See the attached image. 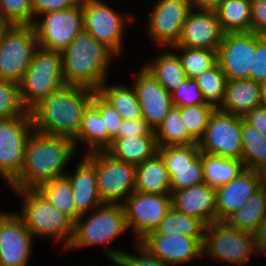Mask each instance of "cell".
<instances>
[{"label":"cell","instance_id":"31","mask_svg":"<svg viewBox=\"0 0 266 266\" xmlns=\"http://www.w3.org/2000/svg\"><path fill=\"white\" fill-rule=\"evenodd\" d=\"M214 11L225 34L251 32V0H221Z\"/></svg>","mask_w":266,"mask_h":266},{"label":"cell","instance_id":"43","mask_svg":"<svg viewBox=\"0 0 266 266\" xmlns=\"http://www.w3.org/2000/svg\"><path fill=\"white\" fill-rule=\"evenodd\" d=\"M171 99L175 107L196 106L205 103L199 85L195 79L189 78L178 89L171 92Z\"/></svg>","mask_w":266,"mask_h":266},{"label":"cell","instance_id":"23","mask_svg":"<svg viewBox=\"0 0 266 266\" xmlns=\"http://www.w3.org/2000/svg\"><path fill=\"white\" fill-rule=\"evenodd\" d=\"M171 205L207 226L216 221V188L202 183L180 189L171 193Z\"/></svg>","mask_w":266,"mask_h":266},{"label":"cell","instance_id":"36","mask_svg":"<svg viewBox=\"0 0 266 266\" xmlns=\"http://www.w3.org/2000/svg\"><path fill=\"white\" fill-rule=\"evenodd\" d=\"M58 211L75 222L80 215L76 212L73 189L66 177L50 180L36 188Z\"/></svg>","mask_w":266,"mask_h":266},{"label":"cell","instance_id":"52","mask_svg":"<svg viewBox=\"0 0 266 266\" xmlns=\"http://www.w3.org/2000/svg\"><path fill=\"white\" fill-rule=\"evenodd\" d=\"M221 0H190L193 9L214 10Z\"/></svg>","mask_w":266,"mask_h":266},{"label":"cell","instance_id":"21","mask_svg":"<svg viewBox=\"0 0 266 266\" xmlns=\"http://www.w3.org/2000/svg\"><path fill=\"white\" fill-rule=\"evenodd\" d=\"M224 31L214 10L192 9L175 46L218 50Z\"/></svg>","mask_w":266,"mask_h":266},{"label":"cell","instance_id":"20","mask_svg":"<svg viewBox=\"0 0 266 266\" xmlns=\"http://www.w3.org/2000/svg\"><path fill=\"white\" fill-rule=\"evenodd\" d=\"M135 76L132 85L140 102L142 118L155 131L174 106L171 93L143 66H140Z\"/></svg>","mask_w":266,"mask_h":266},{"label":"cell","instance_id":"14","mask_svg":"<svg viewBox=\"0 0 266 266\" xmlns=\"http://www.w3.org/2000/svg\"><path fill=\"white\" fill-rule=\"evenodd\" d=\"M151 6L145 29L153 44L158 49L177 45L183 24L193 9L190 0H156Z\"/></svg>","mask_w":266,"mask_h":266},{"label":"cell","instance_id":"37","mask_svg":"<svg viewBox=\"0 0 266 266\" xmlns=\"http://www.w3.org/2000/svg\"><path fill=\"white\" fill-rule=\"evenodd\" d=\"M205 229L206 225L201 220L171 207L156 231L164 235H184L204 239Z\"/></svg>","mask_w":266,"mask_h":266},{"label":"cell","instance_id":"3","mask_svg":"<svg viewBox=\"0 0 266 266\" xmlns=\"http://www.w3.org/2000/svg\"><path fill=\"white\" fill-rule=\"evenodd\" d=\"M66 85L96 90L108 80L116 56L83 29L61 52Z\"/></svg>","mask_w":266,"mask_h":266},{"label":"cell","instance_id":"56","mask_svg":"<svg viewBox=\"0 0 266 266\" xmlns=\"http://www.w3.org/2000/svg\"><path fill=\"white\" fill-rule=\"evenodd\" d=\"M261 175H262L264 184H266V168L261 172Z\"/></svg>","mask_w":266,"mask_h":266},{"label":"cell","instance_id":"39","mask_svg":"<svg viewBox=\"0 0 266 266\" xmlns=\"http://www.w3.org/2000/svg\"><path fill=\"white\" fill-rule=\"evenodd\" d=\"M194 79L203 93L205 103L215 109H219L223 103L227 82L226 75L219 64L216 63L209 70L203 71Z\"/></svg>","mask_w":266,"mask_h":266},{"label":"cell","instance_id":"45","mask_svg":"<svg viewBox=\"0 0 266 266\" xmlns=\"http://www.w3.org/2000/svg\"><path fill=\"white\" fill-rule=\"evenodd\" d=\"M91 103L99 110L102 119L107 128L109 135L114 139L118 133L119 128L122 125V117L112 108L108 103H106L96 92L93 94Z\"/></svg>","mask_w":266,"mask_h":266},{"label":"cell","instance_id":"11","mask_svg":"<svg viewBox=\"0 0 266 266\" xmlns=\"http://www.w3.org/2000/svg\"><path fill=\"white\" fill-rule=\"evenodd\" d=\"M38 48L33 25H11L0 47V79L18 84Z\"/></svg>","mask_w":266,"mask_h":266},{"label":"cell","instance_id":"48","mask_svg":"<svg viewBox=\"0 0 266 266\" xmlns=\"http://www.w3.org/2000/svg\"><path fill=\"white\" fill-rule=\"evenodd\" d=\"M81 3V0H32L34 20L44 13L73 8Z\"/></svg>","mask_w":266,"mask_h":266},{"label":"cell","instance_id":"25","mask_svg":"<svg viewBox=\"0 0 266 266\" xmlns=\"http://www.w3.org/2000/svg\"><path fill=\"white\" fill-rule=\"evenodd\" d=\"M261 106L260 83L252 79L227 80L223 103L219 110L244 118Z\"/></svg>","mask_w":266,"mask_h":266},{"label":"cell","instance_id":"50","mask_svg":"<svg viewBox=\"0 0 266 266\" xmlns=\"http://www.w3.org/2000/svg\"><path fill=\"white\" fill-rule=\"evenodd\" d=\"M244 122L266 136V108L256 107L243 118Z\"/></svg>","mask_w":266,"mask_h":266},{"label":"cell","instance_id":"35","mask_svg":"<svg viewBox=\"0 0 266 266\" xmlns=\"http://www.w3.org/2000/svg\"><path fill=\"white\" fill-rule=\"evenodd\" d=\"M242 162L245 169L262 172L266 168V136L242 118Z\"/></svg>","mask_w":266,"mask_h":266},{"label":"cell","instance_id":"47","mask_svg":"<svg viewBox=\"0 0 266 266\" xmlns=\"http://www.w3.org/2000/svg\"><path fill=\"white\" fill-rule=\"evenodd\" d=\"M143 135H155L154 130L148 125L144 118L125 119L119 128L115 138H127Z\"/></svg>","mask_w":266,"mask_h":266},{"label":"cell","instance_id":"17","mask_svg":"<svg viewBox=\"0 0 266 266\" xmlns=\"http://www.w3.org/2000/svg\"><path fill=\"white\" fill-rule=\"evenodd\" d=\"M33 240L17 212L0 211V266H28Z\"/></svg>","mask_w":266,"mask_h":266},{"label":"cell","instance_id":"40","mask_svg":"<svg viewBox=\"0 0 266 266\" xmlns=\"http://www.w3.org/2000/svg\"><path fill=\"white\" fill-rule=\"evenodd\" d=\"M178 108L187 131L198 142L203 137L215 108L206 103Z\"/></svg>","mask_w":266,"mask_h":266},{"label":"cell","instance_id":"44","mask_svg":"<svg viewBox=\"0 0 266 266\" xmlns=\"http://www.w3.org/2000/svg\"><path fill=\"white\" fill-rule=\"evenodd\" d=\"M134 251L136 254L124 251L120 259L125 266H171L166 264L160 258L152 254L147 248H145L140 242L132 241Z\"/></svg>","mask_w":266,"mask_h":266},{"label":"cell","instance_id":"49","mask_svg":"<svg viewBox=\"0 0 266 266\" xmlns=\"http://www.w3.org/2000/svg\"><path fill=\"white\" fill-rule=\"evenodd\" d=\"M251 32L266 35V0H251Z\"/></svg>","mask_w":266,"mask_h":266},{"label":"cell","instance_id":"32","mask_svg":"<svg viewBox=\"0 0 266 266\" xmlns=\"http://www.w3.org/2000/svg\"><path fill=\"white\" fill-rule=\"evenodd\" d=\"M266 218V184L258 189L248 201L225 222L238 230L254 233Z\"/></svg>","mask_w":266,"mask_h":266},{"label":"cell","instance_id":"5","mask_svg":"<svg viewBox=\"0 0 266 266\" xmlns=\"http://www.w3.org/2000/svg\"><path fill=\"white\" fill-rule=\"evenodd\" d=\"M11 190L22 199L21 212L17 213L33 237L51 238L54 245L59 243L64 252L72 241L74 222L58 211L37 189Z\"/></svg>","mask_w":266,"mask_h":266},{"label":"cell","instance_id":"2","mask_svg":"<svg viewBox=\"0 0 266 266\" xmlns=\"http://www.w3.org/2000/svg\"><path fill=\"white\" fill-rule=\"evenodd\" d=\"M94 93L88 88L73 85L57 89L29 111L34 130L74 140Z\"/></svg>","mask_w":266,"mask_h":266},{"label":"cell","instance_id":"22","mask_svg":"<svg viewBox=\"0 0 266 266\" xmlns=\"http://www.w3.org/2000/svg\"><path fill=\"white\" fill-rule=\"evenodd\" d=\"M264 185L261 172L244 169L227 184L216 188V221L225 222Z\"/></svg>","mask_w":266,"mask_h":266},{"label":"cell","instance_id":"54","mask_svg":"<svg viewBox=\"0 0 266 266\" xmlns=\"http://www.w3.org/2000/svg\"><path fill=\"white\" fill-rule=\"evenodd\" d=\"M261 106L266 108V81L260 83Z\"/></svg>","mask_w":266,"mask_h":266},{"label":"cell","instance_id":"42","mask_svg":"<svg viewBox=\"0 0 266 266\" xmlns=\"http://www.w3.org/2000/svg\"><path fill=\"white\" fill-rule=\"evenodd\" d=\"M26 111L20 100L19 85L0 79V119L19 117Z\"/></svg>","mask_w":266,"mask_h":266},{"label":"cell","instance_id":"51","mask_svg":"<svg viewBox=\"0 0 266 266\" xmlns=\"http://www.w3.org/2000/svg\"><path fill=\"white\" fill-rule=\"evenodd\" d=\"M253 235L257 252L266 256V218L259 223Z\"/></svg>","mask_w":266,"mask_h":266},{"label":"cell","instance_id":"41","mask_svg":"<svg viewBox=\"0 0 266 266\" xmlns=\"http://www.w3.org/2000/svg\"><path fill=\"white\" fill-rule=\"evenodd\" d=\"M0 19L11 25H33L32 0H0Z\"/></svg>","mask_w":266,"mask_h":266},{"label":"cell","instance_id":"34","mask_svg":"<svg viewBox=\"0 0 266 266\" xmlns=\"http://www.w3.org/2000/svg\"><path fill=\"white\" fill-rule=\"evenodd\" d=\"M154 132L158 147L198 144L187 131L180 109L175 106L169 110Z\"/></svg>","mask_w":266,"mask_h":266},{"label":"cell","instance_id":"1","mask_svg":"<svg viewBox=\"0 0 266 266\" xmlns=\"http://www.w3.org/2000/svg\"><path fill=\"white\" fill-rule=\"evenodd\" d=\"M76 153L73 140L34 130L26 143L22 169L9 188L36 189L45 182L65 177L66 166Z\"/></svg>","mask_w":266,"mask_h":266},{"label":"cell","instance_id":"4","mask_svg":"<svg viewBox=\"0 0 266 266\" xmlns=\"http://www.w3.org/2000/svg\"><path fill=\"white\" fill-rule=\"evenodd\" d=\"M127 231L129 230L123 205L102 204L90 213L81 215L74 222L73 238L65 251L101 246L102 254L108 261L119 259L126 249H117L109 244Z\"/></svg>","mask_w":266,"mask_h":266},{"label":"cell","instance_id":"12","mask_svg":"<svg viewBox=\"0 0 266 266\" xmlns=\"http://www.w3.org/2000/svg\"><path fill=\"white\" fill-rule=\"evenodd\" d=\"M39 48L62 52L83 30L82 4L44 13L33 22Z\"/></svg>","mask_w":266,"mask_h":266},{"label":"cell","instance_id":"27","mask_svg":"<svg viewBox=\"0 0 266 266\" xmlns=\"http://www.w3.org/2000/svg\"><path fill=\"white\" fill-rule=\"evenodd\" d=\"M106 152L114 159L132 165L142 164L158 153L155 135L114 138Z\"/></svg>","mask_w":266,"mask_h":266},{"label":"cell","instance_id":"33","mask_svg":"<svg viewBox=\"0 0 266 266\" xmlns=\"http://www.w3.org/2000/svg\"><path fill=\"white\" fill-rule=\"evenodd\" d=\"M204 183L217 188L237 177L244 169L241 159L202 153Z\"/></svg>","mask_w":266,"mask_h":266},{"label":"cell","instance_id":"18","mask_svg":"<svg viewBox=\"0 0 266 266\" xmlns=\"http://www.w3.org/2000/svg\"><path fill=\"white\" fill-rule=\"evenodd\" d=\"M257 33H226L217 50V63L227 80L250 79Z\"/></svg>","mask_w":266,"mask_h":266},{"label":"cell","instance_id":"7","mask_svg":"<svg viewBox=\"0 0 266 266\" xmlns=\"http://www.w3.org/2000/svg\"><path fill=\"white\" fill-rule=\"evenodd\" d=\"M83 29L107 47L117 58L124 54V34L136 17L123 14L104 0H81ZM134 15V16H133Z\"/></svg>","mask_w":266,"mask_h":266},{"label":"cell","instance_id":"46","mask_svg":"<svg viewBox=\"0 0 266 266\" xmlns=\"http://www.w3.org/2000/svg\"><path fill=\"white\" fill-rule=\"evenodd\" d=\"M250 79L262 83L266 81V35L257 34V45L250 69Z\"/></svg>","mask_w":266,"mask_h":266},{"label":"cell","instance_id":"13","mask_svg":"<svg viewBox=\"0 0 266 266\" xmlns=\"http://www.w3.org/2000/svg\"><path fill=\"white\" fill-rule=\"evenodd\" d=\"M241 135L242 118L215 109L198 146L201 153L241 159Z\"/></svg>","mask_w":266,"mask_h":266},{"label":"cell","instance_id":"55","mask_svg":"<svg viewBox=\"0 0 266 266\" xmlns=\"http://www.w3.org/2000/svg\"><path fill=\"white\" fill-rule=\"evenodd\" d=\"M110 262L114 265V266H125L124 263L122 262V260L119 259H110Z\"/></svg>","mask_w":266,"mask_h":266},{"label":"cell","instance_id":"6","mask_svg":"<svg viewBox=\"0 0 266 266\" xmlns=\"http://www.w3.org/2000/svg\"><path fill=\"white\" fill-rule=\"evenodd\" d=\"M18 85L21 103L30 111L42 99L66 85L62 53L38 48Z\"/></svg>","mask_w":266,"mask_h":266},{"label":"cell","instance_id":"26","mask_svg":"<svg viewBox=\"0 0 266 266\" xmlns=\"http://www.w3.org/2000/svg\"><path fill=\"white\" fill-rule=\"evenodd\" d=\"M73 142L77 151L84 144L85 154L106 151L113 143L99 110L92 103L83 113L78 136Z\"/></svg>","mask_w":266,"mask_h":266},{"label":"cell","instance_id":"30","mask_svg":"<svg viewBox=\"0 0 266 266\" xmlns=\"http://www.w3.org/2000/svg\"><path fill=\"white\" fill-rule=\"evenodd\" d=\"M96 93L121 115L122 119L142 118L141 106L133 85L108 84L105 81Z\"/></svg>","mask_w":266,"mask_h":266},{"label":"cell","instance_id":"53","mask_svg":"<svg viewBox=\"0 0 266 266\" xmlns=\"http://www.w3.org/2000/svg\"><path fill=\"white\" fill-rule=\"evenodd\" d=\"M10 26H11L10 23L5 22L2 19H0V47H1L2 39Z\"/></svg>","mask_w":266,"mask_h":266},{"label":"cell","instance_id":"28","mask_svg":"<svg viewBox=\"0 0 266 266\" xmlns=\"http://www.w3.org/2000/svg\"><path fill=\"white\" fill-rule=\"evenodd\" d=\"M161 52V53H160ZM159 54L154 55L153 60L142 63L157 82L169 93L178 87L188 78L184 73L178 55L171 48H162Z\"/></svg>","mask_w":266,"mask_h":266},{"label":"cell","instance_id":"15","mask_svg":"<svg viewBox=\"0 0 266 266\" xmlns=\"http://www.w3.org/2000/svg\"><path fill=\"white\" fill-rule=\"evenodd\" d=\"M128 230L133 241L139 242L155 231L171 209V194H145L134 191L122 204Z\"/></svg>","mask_w":266,"mask_h":266},{"label":"cell","instance_id":"8","mask_svg":"<svg viewBox=\"0 0 266 266\" xmlns=\"http://www.w3.org/2000/svg\"><path fill=\"white\" fill-rule=\"evenodd\" d=\"M257 253L253 233L235 229L226 222L215 221L206 226L203 256L211 261L227 262L225 266H246L251 255Z\"/></svg>","mask_w":266,"mask_h":266},{"label":"cell","instance_id":"38","mask_svg":"<svg viewBox=\"0 0 266 266\" xmlns=\"http://www.w3.org/2000/svg\"><path fill=\"white\" fill-rule=\"evenodd\" d=\"M171 49L178 55L184 73L189 79H194L203 71L209 70L217 63L216 50L189 48L184 46H173Z\"/></svg>","mask_w":266,"mask_h":266},{"label":"cell","instance_id":"9","mask_svg":"<svg viewBox=\"0 0 266 266\" xmlns=\"http://www.w3.org/2000/svg\"><path fill=\"white\" fill-rule=\"evenodd\" d=\"M84 155L94 166L103 204H123L135 191L136 166L114 159L106 151Z\"/></svg>","mask_w":266,"mask_h":266},{"label":"cell","instance_id":"29","mask_svg":"<svg viewBox=\"0 0 266 266\" xmlns=\"http://www.w3.org/2000/svg\"><path fill=\"white\" fill-rule=\"evenodd\" d=\"M135 191L145 194H171L170 177L164 160L157 153L136 166Z\"/></svg>","mask_w":266,"mask_h":266},{"label":"cell","instance_id":"19","mask_svg":"<svg viewBox=\"0 0 266 266\" xmlns=\"http://www.w3.org/2000/svg\"><path fill=\"white\" fill-rule=\"evenodd\" d=\"M139 242L152 254L171 266H186L203 257L204 239L184 235H164L155 230L149 232Z\"/></svg>","mask_w":266,"mask_h":266},{"label":"cell","instance_id":"10","mask_svg":"<svg viewBox=\"0 0 266 266\" xmlns=\"http://www.w3.org/2000/svg\"><path fill=\"white\" fill-rule=\"evenodd\" d=\"M33 131L29 111L19 117L0 119V178L8 186L22 169L26 143Z\"/></svg>","mask_w":266,"mask_h":266},{"label":"cell","instance_id":"24","mask_svg":"<svg viewBox=\"0 0 266 266\" xmlns=\"http://www.w3.org/2000/svg\"><path fill=\"white\" fill-rule=\"evenodd\" d=\"M81 159L76 163L74 173L67 171L65 176L72 186L76 212L80 216L103 204L97 190L95 168L85 156Z\"/></svg>","mask_w":266,"mask_h":266},{"label":"cell","instance_id":"16","mask_svg":"<svg viewBox=\"0 0 266 266\" xmlns=\"http://www.w3.org/2000/svg\"><path fill=\"white\" fill-rule=\"evenodd\" d=\"M170 177L171 192L204 183L198 144L158 147Z\"/></svg>","mask_w":266,"mask_h":266}]
</instances>
